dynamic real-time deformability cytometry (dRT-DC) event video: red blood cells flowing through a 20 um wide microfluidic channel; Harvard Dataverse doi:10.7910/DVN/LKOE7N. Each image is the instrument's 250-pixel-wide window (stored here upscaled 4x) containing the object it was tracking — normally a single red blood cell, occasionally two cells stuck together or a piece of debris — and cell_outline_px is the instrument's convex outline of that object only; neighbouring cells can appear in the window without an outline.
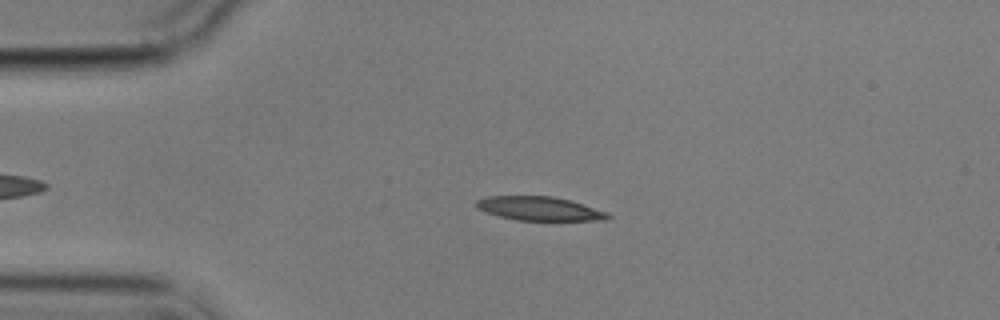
{"species": "common noctule bat (a hibernating species)", "species_latin": "Nyctalus noctula", "temperature_condition": "cold", "stored_images_in_passage": 3, "camera_frame_rate_fps": 3000, "um_per_image_px": 0.085, "animal": {"sex": "male", "body_mass_g": 17.9}, "frame": {"image": 1, "passage_image": 2, "time_ms": 2.0, "image_size_px": [1000, 320], "cell_outline_px": [[612, 216], [604, 220], [516, 220], [500, 216], [476, 208], [476, 200], [488, 196], [552, 196], [568, 200], [608, 212]], "centroid_in_image_um": [45.84, 17.73], "position_along_channel_um": 39.2, "area_um2": 18.03}}